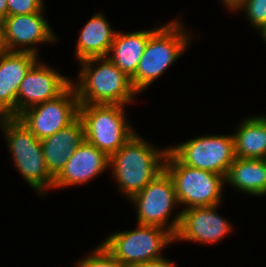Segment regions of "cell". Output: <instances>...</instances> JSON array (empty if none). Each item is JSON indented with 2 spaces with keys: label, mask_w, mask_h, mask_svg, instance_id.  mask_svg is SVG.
<instances>
[{
  "label": "cell",
  "mask_w": 266,
  "mask_h": 267,
  "mask_svg": "<svg viewBox=\"0 0 266 267\" xmlns=\"http://www.w3.org/2000/svg\"><path fill=\"white\" fill-rule=\"evenodd\" d=\"M138 134L110 156L119 189L130 199L143 190L163 170L169 148L158 151Z\"/></svg>",
  "instance_id": "cell-1"
},
{
  "label": "cell",
  "mask_w": 266,
  "mask_h": 267,
  "mask_svg": "<svg viewBox=\"0 0 266 267\" xmlns=\"http://www.w3.org/2000/svg\"><path fill=\"white\" fill-rule=\"evenodd\" d=\"M82 68L74 86L79 104L131 103L137 91L131 78L108 57H94L80 61ZM102 62L99 67L94 63Z\"/></svg>",
  "instance_id": "cell-2"
},
{
  "label": "cell",
  "mask_w": 266,
  "mask_h": 267,
  "mask_svg": "<svg viewBox=\"0 0 266 267\" xmlns=\"http://www.w3.org/2000/svg\"><path fill=\"white\" fill-rule=\"evenodd\" d=\"M0 128L6 135L13 162L29 186L41 193L54 186L49 173L41 140H39L17 117H0Z\"/></svg>",
  "instance_id": "cell-3"
},
{
  "label": "cell",
  "mask_w": 266,
  "mask_h": 267,
  "mask_svg": "<svg viewBox=\"0 0 266 267\" xmlns=\"http://www.w3.org/2000/svg\"><path fill=\"white\" fill-rule=\"evenodd\" d=\"M159 27L150 37L131 83L137 92L150 86L184 53L190 35L182 31L180 21Z\"/></svg>",
  "instance_id": "cell-4"
},
{
  "label": "cell",
  "mask_w": 266,
  "mask_h": 267,
  "mask_svg": "<svg viewBox=\"0 0 266 267\" xmlns=\"http://www.w3.org/2000/svg\"><path fill=\"white\" fill-rule=\"evenodd\" d=\"M123 106L119 104L79 105V118L84 125L85 141L109 157L136 134L125 118Z\"/></svg>",
  "instance_id": "cell-5"
},
{
  "label": "cell",
  "mask_w": 266,
  "mask_h": 267,
  "mask_svg": "<svg viewBox=\"0 0 266 267\" xmlns=\"http://www.w3.org/2000/svg\"><path fill=\"white\" fill-rule=\"evenodd\" d=\"M164 170L174 183L179 204L192 207H210L220 204L224 176L184 165L170 150Z\"/></svg>",
  "instance_id": "cell-6"
},
{
  "label": "cell",
  "mask_w": 266,
  "mask_h": 267,
  "mask_svg": "<svg viewBox=\"0 0 266 267\" xmlns=\"http://www.w3.org/2000/svg\"><path fill=\"white\" fill-rule=\"evenodd\" d=\"M174 240L175 236L167 229L138 224L132 231L111 234L101 244L121 263L131 267L162 258L160 251Z\"/></svg>",
  "instance_id": "cell-7"
},
{
  "label": "cell",
  "mask_w": 266,
  "mask_h": 267,
  "mask_svg": "<svg viewBox=\"0 0 266 267\" xmlns=\"http://www.w3.org/2000/svg\"><path fill=\"white\" fill-rule=\"evenodd\" d=\"M169 150L184 164L222 176L236 158L233 135H205Z\"/></svg>",
  "instance_id": "cell-8"
},
{
  "label": "cell",
  "mask_w": 266,
  "mask_h": 267,
  "mask_svg": "<svg viewBox=\"0 0 266 267\" xmlns=\"http://www.w3.org/2000/svg\"><path fill=\"white\" fill-rule=\"evenodd\" d=\"M79 101L72 84L58 97L23 111L17 118L39 139L68 127L79 117Z\"/></svg>",
  "instance_id": "cell-9"
},
{
  "label": "cell",
  "mask_w": 266,
  "mask_h": 267,
  "mask_svg": "<svg viewBox=\"0 0 266 267\" xmlns=\"http://www.w3.org/2000/svg\"><path fill=\"white\" fill-rule=\"evenodd\" d=\"M217 207L218 205L183 209L166 229L175 236V241L217 243L228 235L232 228L228 221L216 213Z\"/></svg>",
  "instance_id": "cell-10"
},
{
  "label": "cell",
  "mask_w": 266,
  "mask_h": 267,
  "mask_svg": "<svg viewBox=\"0 0 266 267\" xmlns=\"http://www.w3.org/2000/svg\"><path fill=\"white\" fill-rule=\"evenodd\" d=\"M137 208L139 225L158 226L165 229L169 214L178 203L174 183L163 170L143 190L130 198Z\"/></svg>",
  "instance_id": "cell-11"
},
{
  "label": "cell",
  "mask_w": 266,
  "mask_h": 267,
  "mask_svg": "<svg viewBox=\"0 0 266 267\" xmlns=\"http://www.w3.org/2000/svg\"><path fill=\"white\" fill-rule=\"evenodd\" d=\"M38 61L25 75L17 94V117L26 109L55 99L72 82Z\"/></svg>",
  "instance_id": "cell-12"
},
{
  "label": "cell",
  "mask_w": 266,
  "mask_h": 267,
  "mask_svg": "<svg viewBox=\"0 0 266 267\" xmlns=\"http://www.w3.org/2000/svg\"><path fill=\"white\" fill-rule=\"evenodd\" d=\"M3 23L9 52H30L37 55L34 45L56 39L42 11L26 15H7Z\"/></svg>",
  "instance_id": "cell-13"
},
{
  "label": "cell",
  "mask_w": 266,
  "mask_h": 267,
  "mask_svg": "<svg viewBox=\"0 0 266 267\" xmlns=\"http://www.w3.org/2000/svg\"><path fill=\"white\" fill-rule=\"evenodd\" d=\"M30 52L0 55V117H17V94L22 80L38 62Z\"/></svg>",
  "instance_id": "cell-14"
},
{
  "label": "cell",
  "mask_w": 266,
  "mask_h": 267,
  "mask_svg": "<svg viewBox=\"0 0 266 267\" xmlns=\"http://www.w3.org/2000/svg\"><path fill=\"white\" fill-rule=\"evenodd\" d=\"M109 164L110 157L107 154L83 141L54 178L53 188L84 184L105 172V169L110 167Z\"/></svg>",
  "instance_id": "cell-15"
},
{
  "label": "cell",
  "mask_w": 266,
  "mask_h": 267,
  "mask_svg": "<svg viewBox=\"0 0 266 267\" xmlns=\"http://www.w3.org/2000/svg\"><path fill=\"white\" fill-rule=\"evenodd\" d=\"M83 141L84 125L79 117L68 127L41 140L46 167L54 178Z\"/></svg>",
  "instance_id": "cell-16"
},
{
  "label": "cell",
  "mask_w": 266,
  "mask_h": 267,
  "mask_svg": "<svg viewBox=\"0 0 266 267\" xmlns=\"http://www.w3.org/2000/svg\"><path fill=\"white\" fill-rule=\"evenodd\" d=\"M158 29L129 33L116 32L107 57L129 78L137 70L149 37ZM110 52L113 53L110 55Z\"/></svg>",
  "instance_id": "cell-17"
},
{
  "label": "cell",
  "mask_w": 266,
  "mask_h": 267,
  "mask_svg": "<svg viewBox=\"0 0 266 267\" xmlns=\"http://www.w3.org/2000/svg\"><path fill=\"white\" fill-rule=\"evenodd\" d=\"M115 34L103 14L93 15L78 38L76 58L82 61L94 57H107Z\"/></svg>",
  "instance_id": "cell-18"
},
{
  "label": "cell",
  "mask_w": 266,
  "mask_h": 267,
  "mask_svg": "<svg viewBox=\"0 0 266 267\" xmlns=\"http://www.w3.org/2000/svg\"><path fill=\"white\" fill-rule=\"evenodd\" d=\"M225 183L254 196L266 195V159L235 158Z\"/></svg>",
  "instance_id": "cell-19"
},
{
  "label": "cell",
  "mask_w": 266,
  "mask_h": 267,
  "mask_svg": "<svg viewBox=\"0 0 266 267\" xmlns=\"http://www.w3.org/2000/svg\"><path fill=\"white\" fill-rule=\"evenodd\" d=\"M233 137L237 158L266 159V116L245 119Z\"/></svg>",
  "instance_id": "cell-20"
},
{
  "label": "cell",
  "mask_w": 266,
  "mask_h": 267,
  "mask_svg": "<svg viewBox=\"0 0 266 267\" xmlns=\"http://www.w3.org/2000/svg\"><path fill=\"white\" fill-rule=\"evenodd\" d=\"M77 267H128L116 259L102 244L95 248L87 258H83Z\"/></svg>",
  "instance_id": "cell-21"
},
{
  "label": "cell",
  "mask_w": 266,
  "mask_h": 267,
  "mask_svg": "<svg viewBox=\"0 0 266 267\" xmlns=\"http://www.w3.org/2000/svg\"><path fill=\"white\" fill-rule=\"evenodd\" d=\"M243 9L249 21L261 30L266 25V0H242L232 10Z\"/></svg>",
  "instance_id": "cell-22"
},
{
  "label": "cell",
  "mask_w": 266,
  "mask_h": 267,
  "mask_svg": "<svg viewBox=\"0 0 266 267\" xmlns=\"http://www.w3.org/2000/svg\"><path fill=\"white\" fill-rule=\"evenodd\" d=\"M43 0H7V15H26L43 11Z\"/></svg>",
  "instance_id": "cell-23"
},
{
  "label": "cell",
  "mask_w": 266,
  "mask_h": 267,
  "mask_svg": "<svg viewBox=\"0 0 266 267\" xmlns=\"http://www.w3.org/2000/svg\"><path fill=\"white\" fill-rule=\"evenodd\" d=\"M131 267H176V265H174L172 261L170 262L169 260L164 259L162 257L157 260H152V261H147L144 263L136 264Z\"/></svg>",
  "instance_id": "cell-24"
},
{
  "label": "cell",
  "mask_w": 266,
  "mask_h": 267,
  "mask_svg": "<svg viewBox=\"0 0 266 267\" xmlns=\"http://www.w3.org/2000/svg\"><path fill=\"white\" fill-rule=\"evenodd\" d=\"M9 52L8 45L6 43L5 29L3 20L0 19V55Z\"/></svg>",
  "instance_id": "cell-25"
},
{
  "label": "cell",
  "mask_w": 266,
  "mask_h": 267,
  "mask_svg": "<svg viewBox=\"0 0 266 267\" xmlns=\"http://www.w3.org/2000/svg\"><path fill=\"white\" fill-rule=\"evenodd\" d=\"M7 17V0H0V19L4 20Z\"/></svg>",
  "instance_id": "cell-26"
},
{
  "label": "cell",
  "mask_w": 266,
  "mask_h": 267,
  "mask_svg": "<svg viewBox=\"0 0 266 267\" xmlns=\"http://www.w3.org/2000/svg\"><path fill=\"white\" fill-rule=\"evenodd\" d=\"M240 1L242 0H222L225 6L228 7V9H233Z\"/></svg>",
  "instance_id": "cell-27"
},
{
  "label": "cell",
  "mask_w": 266,
  "mask_h": 267,
  "mask_svg": "<svg viewBox=\"0 0 266 267\" xmlns=\"http://www.w3.org/2000/svg\"><path fill=\"white\" fill-rule=\"evenodd\" d=\"M260 32L262 33L261 36H263V39L266 41V25L260 30Z\"/></svg>",
  "instance_id": "cell-28"
}]
</instances>
